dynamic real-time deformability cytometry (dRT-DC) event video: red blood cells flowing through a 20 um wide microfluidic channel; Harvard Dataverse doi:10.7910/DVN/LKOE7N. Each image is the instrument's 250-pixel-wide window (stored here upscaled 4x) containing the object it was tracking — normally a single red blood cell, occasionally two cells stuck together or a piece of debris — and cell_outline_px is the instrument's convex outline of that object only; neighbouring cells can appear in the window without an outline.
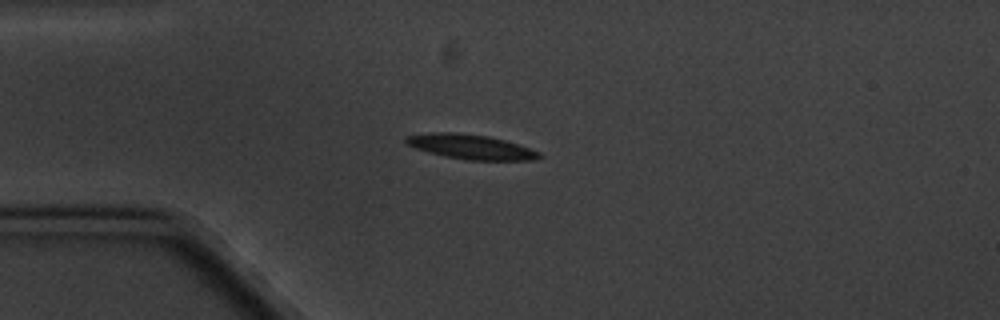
{"species": "common noctule bat (a hibernating species)", "species_latin": "Nyctalus noctula", "temperature_condition": "cold", "stored_images_in_passage": 3, "camera_frame_rate_fps": 3000, "um_per_image_px": 0.085, "animal": {"sex": "male", "body_mass_g": 20.1, "forearm_length_mm": 53.5}, "frame": {"image": 1, "passage_image": 3, "time_ms": 2.667, "image_size_px": [1000, 320], "cell_outline_px": [[544, 156], [532, 160], [468, 160], [444, 156], [428, 152], [416, 148], [408, 144], [404, 140], [404, 136], [432, 132], [456, 132], [488, 136], [504, 140], [540, 152]], "centroid_in_image_um": [40.0, 12.47], "position_along_channel_um": 45.0, "area_um2": 19.07}}